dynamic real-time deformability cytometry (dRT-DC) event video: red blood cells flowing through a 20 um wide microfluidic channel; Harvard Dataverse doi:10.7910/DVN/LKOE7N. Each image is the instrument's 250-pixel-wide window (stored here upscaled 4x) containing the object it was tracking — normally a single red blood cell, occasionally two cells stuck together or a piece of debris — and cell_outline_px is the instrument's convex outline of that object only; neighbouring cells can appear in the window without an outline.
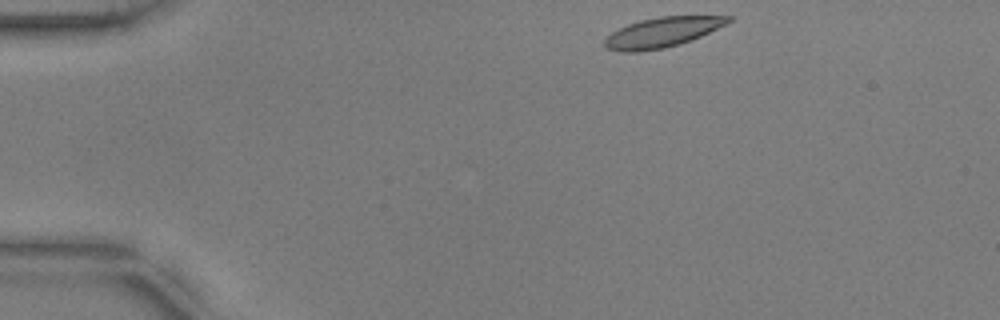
{"species": "common noctule bat (a hibernating species)", "species_latin": "Nyctalus noctula", "temperature_condition": "warm", "stored_images_in_passage": 46, "camera_frame_rate_fps": 3000, "um_per_image_px": 0.085, "animal": {"sex": "male", "body_mass_g": 17.9, "forearm_length_mm": 54.2}, "frame": {"image": 1, "passage_image": 1, "time_ms": 0.0, "image_size_px": [1000, 320], "cell_outline_px": [[732, 20], [700, 36], [680, 44], [664, 48], [636, 52], [620, 52], [608, 48], [604, 44], [604, 40], [612, 32], [628, 24], [640, 20], [660, 16], [732, 16]], "centroid_in_image_um": [56.25, 2.75], "position_along_channel_um": 28.7, "area_um2": 21.21}}
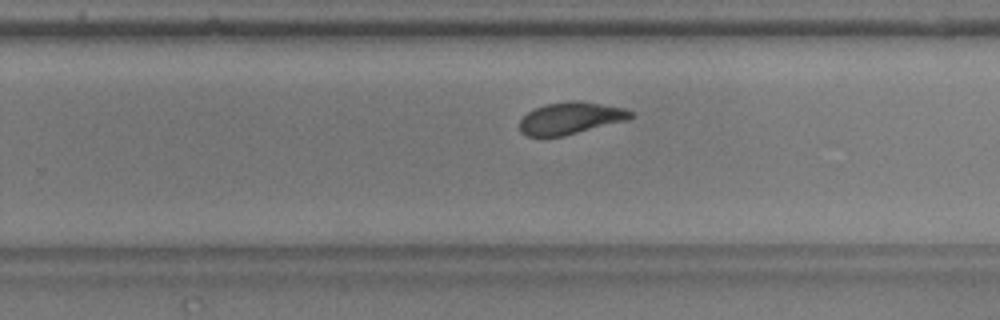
{"frame": {"image": 2, "passage_image": 27, "time_ms": 8.667, "image_size_px": [1000, 320], "cell_outline_px": [[636, 116], [628, 120], [564, 136], [540, 140], [528, 136], [520, 132], [520, 120], [532, 108], [544, 104], [572, 100], [580, 100], [624, 108], [632, 112]], "centroid_in_image_um": [48.46, 10.07], "position_along_channel_um": 281.3, "area_um2": 21.44}}
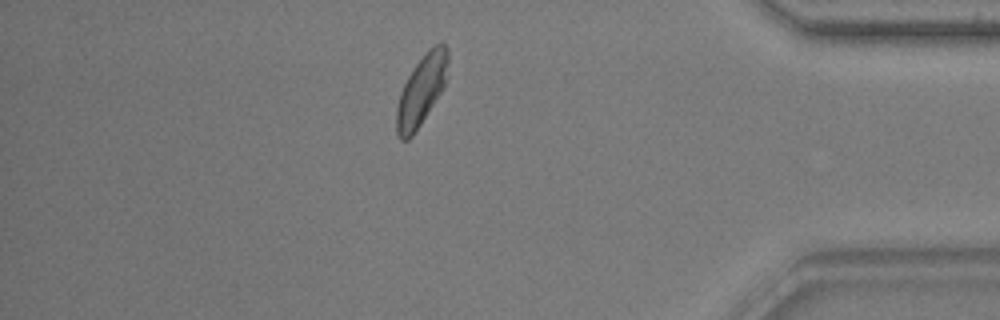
{"frame": {"image": 3, "passage_image": 39, "time_ms": 12.667, "image_size_px": [1000, 320], "cell_outline_px": [[448, 76], [444, 88], [412, 136], [408, 140], [400, 140], [396, 132], [396, 108], [400, 92], [408, 76], [416, 64], [436, 44], [444, 44], [448, 48]], "centroid_in_image_um": [35.83, 7.71], "position_along_channel_um": 399.4, "area_um2": 20.81}, "authors_computed_cell_mechanics": {"area_um2": 21.5883, "velocity_mm_per_s": 3.7185, "shape_relaxation_time_tau1_ms": 3.6347, "shape_relaxation_time_tau2_ms": 1.3774, "deformation_change_tau1": 0.1287, "deformation_change_tau2": 0.071}}